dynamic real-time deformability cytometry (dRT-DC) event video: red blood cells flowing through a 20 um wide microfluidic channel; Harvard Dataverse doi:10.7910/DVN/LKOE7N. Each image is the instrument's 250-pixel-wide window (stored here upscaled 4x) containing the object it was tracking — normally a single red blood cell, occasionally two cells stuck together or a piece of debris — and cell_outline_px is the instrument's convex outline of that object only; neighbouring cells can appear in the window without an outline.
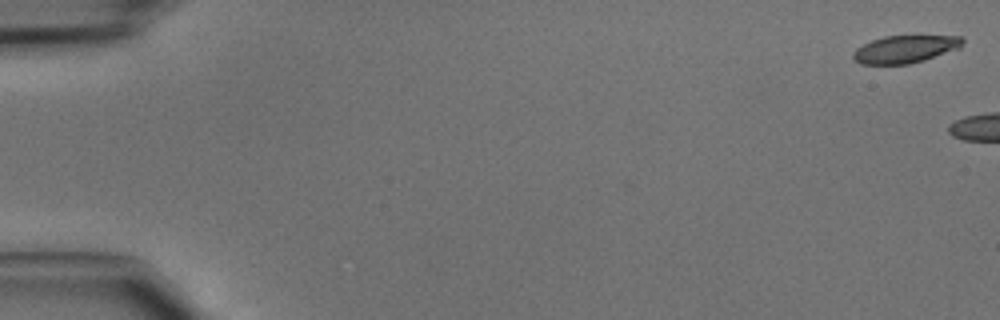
{"species": "common noctule bat (a hibernating species)", "species_latin": "Nyctalus noctula", "temperature_condition": "cold", "stored_images_in_passage": 4, "camera_frame_rate_fps": 3000, "um_per_image_px": 0.085, "animal": {"sex": "male", "body_mass_g": 15.6}, "frame": {"image": 1, "passage_image": 1, "time_ms": 0.0, "image_size_px": [1000, 320], "cell_outline_px": [[964, 40], [960, 48], [924, 60], [908, 64], [860, 64], [852, 56], [852, 52], [856, 48], [872, 40], [884, 36], [964, 36]], "centroid_in_image_um": [76.94, 4.17], "position_along_channel_um": 8.1, "area_um2": 17.51}}